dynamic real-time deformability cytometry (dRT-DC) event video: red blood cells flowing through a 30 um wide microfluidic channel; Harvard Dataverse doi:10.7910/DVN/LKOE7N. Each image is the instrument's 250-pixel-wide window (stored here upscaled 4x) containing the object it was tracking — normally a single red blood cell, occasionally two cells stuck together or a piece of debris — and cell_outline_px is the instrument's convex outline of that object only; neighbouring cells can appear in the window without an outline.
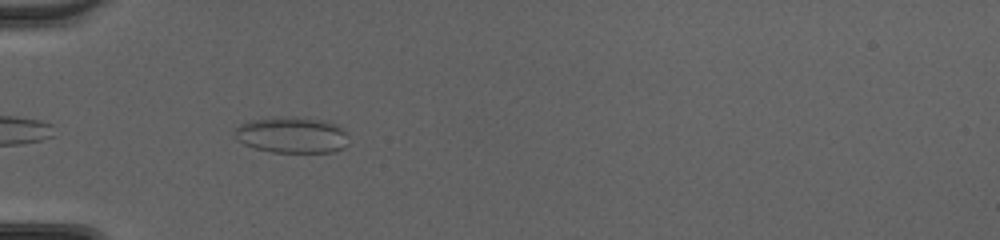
{"species": "common noctule bat (a hibernating species)", "species_latin": "Nyctalus noctula", "temperature_condition": "cold", "stored_images_in_passage": 22, "camera_frame_rate_fps": 3000, "um_per_image_px": 0.085, "animal": {"sex": "female", "body_mass_g": 20.0, "forearm_length_mm": 54.0}, "frame": {"image": 1, "passage_image": 3, "time_ms": 0.667, "image_size_px": [1000, 240], "cell_outline_px": [[348, 144], [344, 148], [332, 152], [272, 152], [256, 148], [244, 144], [236, 136], [236, 128], [240, 124], [248, 120], [324, 120], [340, 128], [348, 136]], "centroid_in_image_um": [24.85, 11.54], "position_along_channel_um": 60.2, "area_um2": 22.66}}
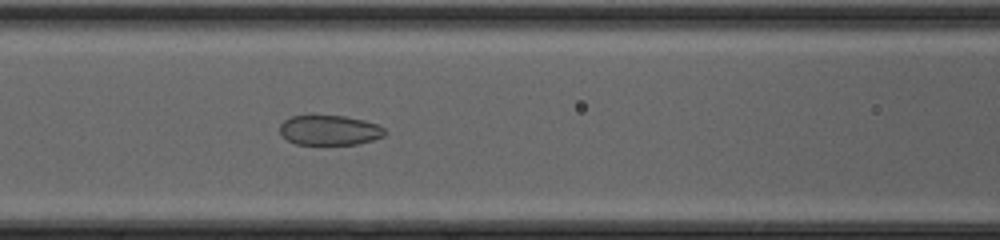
{"frame": {"image": 2, "passage_image": 9, "time_ms": 2.667, "image_size_px": [1000, 240], "cell_outline_px": [[388, 132], [384, 136], [372, 140], [356, 144], [296, 144], [288, 140], [280, 132], [280, 124], [284, 120], [292, 116], [344, 116], [364, 120], [376, 124], [384, 128]], "centroid_in_image_um": [28.03, 11.07], "position_along_channel_um": 138.6, "area_um2": 18.15}}
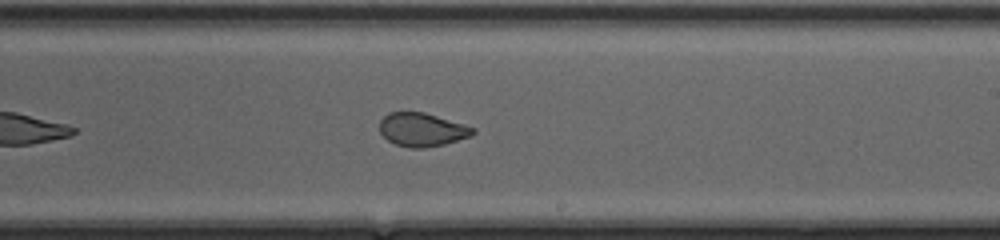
{"frame": {"image": 3, "passage_image": 17, "time_ms": 5.333, "image_size_px": [1000, 240], "cell_outline_px": [[476, 132], [472, 136], [444, 144], [424, 148], [412, 148], [396, 144], [388, 140], [380, 132], [380, 120], [388, 112], [424, 112], [464, 124], [476, 128]], "centroid_in_image_um": [35.89, 11.02], "position_along_channel_um": 253.1, "area_um2": 18.21}}